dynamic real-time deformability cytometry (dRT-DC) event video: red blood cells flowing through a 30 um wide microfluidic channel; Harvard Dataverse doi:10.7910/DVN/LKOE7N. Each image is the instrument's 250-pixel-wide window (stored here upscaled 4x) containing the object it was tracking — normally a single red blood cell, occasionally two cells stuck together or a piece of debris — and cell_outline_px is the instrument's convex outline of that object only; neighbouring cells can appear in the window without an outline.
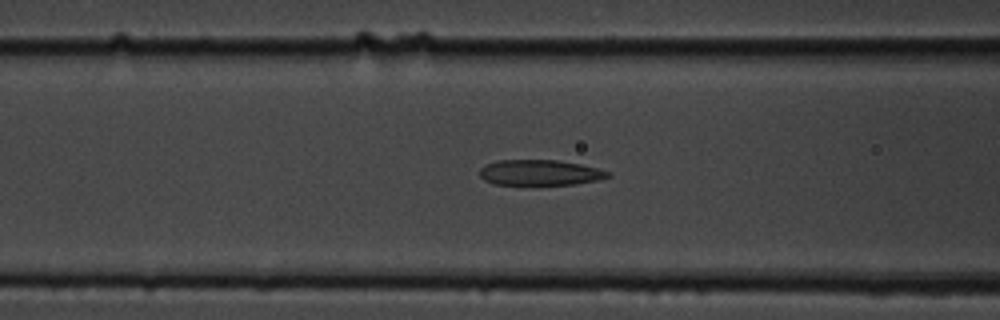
{"species": "common noctule bat (a hibernating species)", "species_latin": "Nyctalus noctula", "temperature_condition": "cold", "stored_images_in_passage": 43, "camera_frame_rate_fps": 3000, "um_per_image_px": 0.085, "animal": {"sex": "male", "body_mass_g": 19.5, "forearm_length_mm": 54.6}, "frame": {"image": 1, "passage_image": 16, "time_ms": 5.0, "image_size_px": [1000, 320], "cell_outline_px": [[612, 176], [596, 180], [576, 184], [492, 184], [484, 180], [480, 176], [480, 168], [484, 164], [500, 160], [556, 160], [580, 164], [612, 172]], "centroid_in_image_um": [45.88, 14.66], "position_along_channel_um": 120.7, "area_um2": 19.02}}
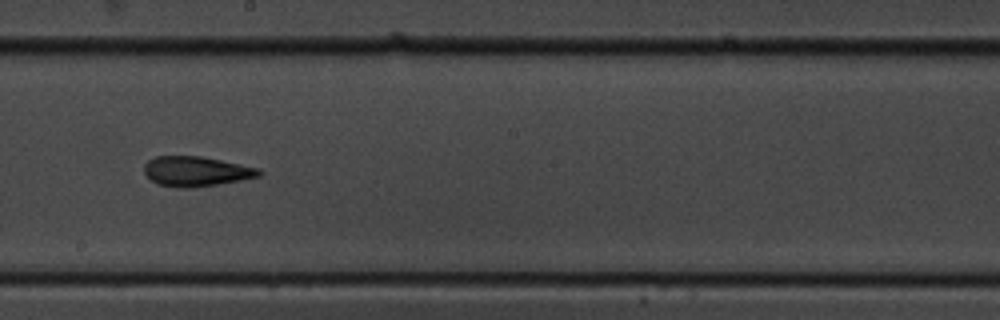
{"frame": {"image": 2, "passage_image": 25, "time_ms": 8.0, "image_size_px": [1000, 320], "cell_outline_px": [[264, 172], [260, 176], [240, 180], [192, 188], [180, 188], [160, 184], [152, 180], [144, 172], [144, 164], [148, 160], [156, 156], [200, 156], [260, 168]], "centroid_in_image_um": [16.69, 14.56], "position_along_channel_um": 231.5, "area_um2": 19.88}}
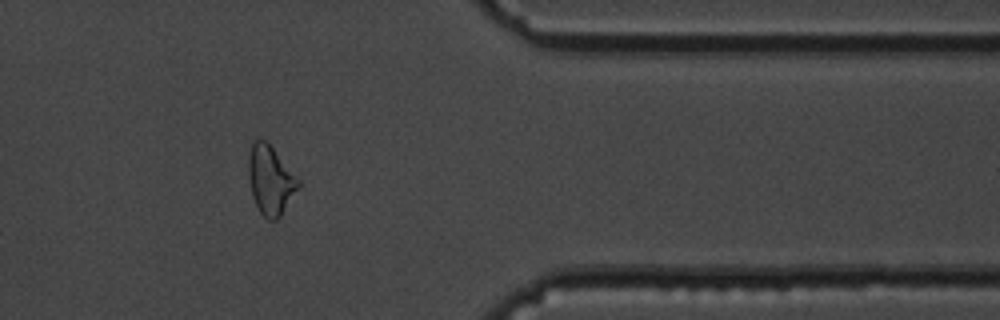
{"frame": {"image": 3, "passage_image": 39, "time_ms": 12.667, "image_size_px": [1000, 320], "cell_outline_px": [[300, 188], [280, 216], [276, 220], [268, 220], [260, 212], [252, 196], [248, 172], [248, 156], [252, 140], [256, 136], [268, 140], [300, 180]], "centroid_in_image_um": [22.99, 15.23], "position_along_channel_um": 388.4, "area_um2": 20.58}, "authors_computed_cell_mechanics": {"area_um2": 20.2878, "velocity_mm_per_s": 3.6996, "shape_relaxation_time_tau1_ms": null, "shape_relaxation_time_tau2_ms": 3.3186, "deformation_change_tau1": null, "deformation_change_tau2": 0.115}}